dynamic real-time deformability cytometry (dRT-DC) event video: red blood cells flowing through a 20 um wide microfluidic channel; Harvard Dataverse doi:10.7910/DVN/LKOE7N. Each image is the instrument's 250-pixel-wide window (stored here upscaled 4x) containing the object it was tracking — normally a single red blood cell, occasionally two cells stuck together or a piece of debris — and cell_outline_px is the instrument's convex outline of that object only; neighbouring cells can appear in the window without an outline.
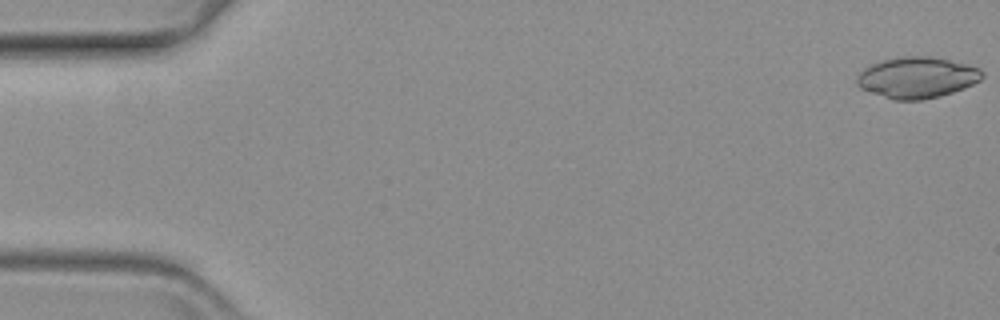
{"species": "common noctule bat (a hibernating species)", "species_latin": "Nyctalus noctula", "temperature_condition": "warm", "stored_images_in_passage": 44, "camera_frame_rate_fps": 3000, "um_per_image_px": 0.085, "animal": {"sex": "female", "body_mass_g": 19.3, "forearm_length_mm": 54.1}, "frame": {"image": 1, "passage_image": 1, "time_ms": 0.0, "image_size_px": [1000, 320], "cell_outline_px": [[984, 76], [980, 80], [964, 88], [940, 96], [920, 100], [892, 100], [860, 88], [856, 84], [856, 80], [860, 72], [864, 68], [872, 64], [884, 60], [900, 56], [928, 56], [948, 60], [980, 68], [984, 72]], "centroid_in_image_um": [77.94, 6.6], "position_along_channel_um": 7.1, "area_um2": 29.88}}